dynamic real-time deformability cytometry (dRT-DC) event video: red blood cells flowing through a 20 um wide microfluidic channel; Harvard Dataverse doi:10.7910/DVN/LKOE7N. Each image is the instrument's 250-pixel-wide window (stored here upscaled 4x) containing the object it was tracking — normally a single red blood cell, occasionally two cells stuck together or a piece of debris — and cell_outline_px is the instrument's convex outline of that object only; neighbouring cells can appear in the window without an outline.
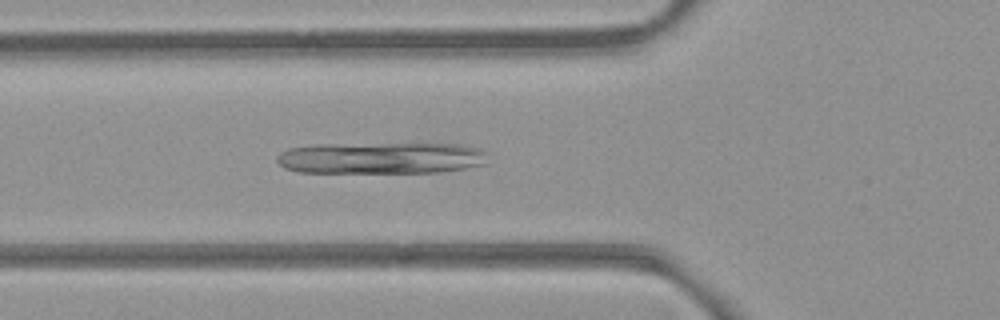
{"species": "common noctule bat (a hibernating species)", "species_latin": "Nyctalus noctula", "temperature_condition": "room temperature", "stored_images_in_passage": 40, "camera_frame_rate_fps": 3000, "um_per_image_px": 0.085, "animal": {"sex": "female", "body_mass_g": 21.9}, "frame": {"image": 1, "passage_image": 9, "time_ms": 2.667, "image_size_px": [1000, 320], "cell_outline_px": [[488, 152], [484, 164], [464, 168], [440, 172], [296, 172], [284, 168], [276, 160], [276, 156], [280, 152], [288, 148], [312, 144], [460, 144], [480, 148]], "centroid_in_image_um": [32.36, 13.42], "position_along_channel_um": 93.4, "area_um2": 39.02}}
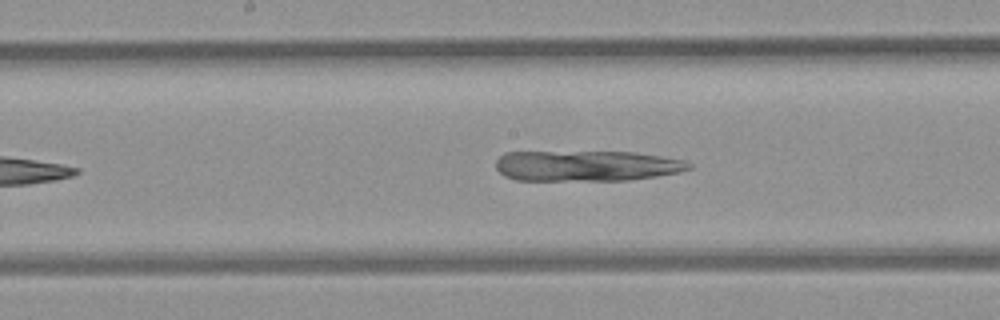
{"frame": {"image": 2, "passage_image": 17, "time_ms": 5.333, "image_size_px": [1000, 320], "cell_outline_px": [[692, 168], [680, 172], [656, 176], [628, 180], [516, 180], [504, 176], [496, 168], [496, 160], [504, 152], [632, 152], [660, 156], [684, 160], [692, 164]], "centroid_in_image_um": [49.85, 14.09], "position_along_channel_um": 198.3, "area_um2": 34.45}}
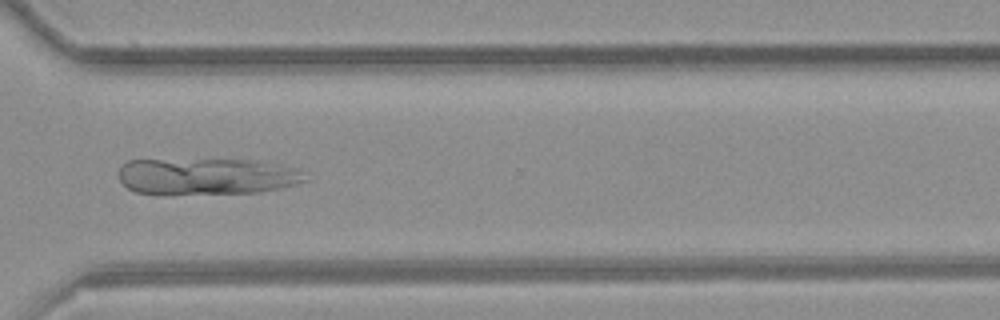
{"frame": {"image": 3, "passage_image": 29, "time_ms": 9.333, "image_size_px": [1000, 320], "cell_outline_px": [[308, 180], [296, 184], [280, 188], [260, 192], [164, 196], [136, 192], [128, 188], [120, 180], [120, 164], [128, 160], [252, 160], [292, 168], [300, 172]], "centroid_in_image_um": [17.47, 15.03], "position_along_channel_um": 353.1, "area_um2": 40.06}}